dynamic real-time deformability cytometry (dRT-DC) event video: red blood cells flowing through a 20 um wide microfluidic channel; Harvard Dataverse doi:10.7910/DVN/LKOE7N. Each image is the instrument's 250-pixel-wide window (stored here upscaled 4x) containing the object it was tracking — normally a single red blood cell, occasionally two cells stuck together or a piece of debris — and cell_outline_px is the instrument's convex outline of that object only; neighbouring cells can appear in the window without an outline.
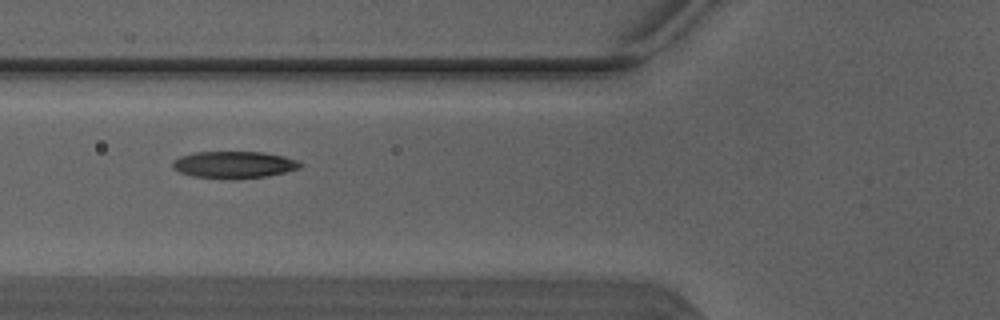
{"species": "Egyptian fruit bat (a non-hibernating species)", "species_latin": "Rousettus aegyptiacus", "temperature_condition": "warm", "stored_images_in_passage": 3, "camera_frame_rate_fps": 3000, "um_per_image_px": 0.085, "animal": {"sex": "male"}, "frame": {"image": 1, "passage_image": 3, "time_ms": 0.667, "image_size_px": [1000, 320], "cell_outline_px": [[304, 164], [300, 168], [268, 176], [192, 176], [180, 172], [172, 168], [172, 160], [180, 156], [196, 152], [264, 152], [284, 156], [296, 160]], "centroid_in_image_um": [19.89, 13.95], "position_along_channel_um": 105.9, "area_um2": 19.19}}